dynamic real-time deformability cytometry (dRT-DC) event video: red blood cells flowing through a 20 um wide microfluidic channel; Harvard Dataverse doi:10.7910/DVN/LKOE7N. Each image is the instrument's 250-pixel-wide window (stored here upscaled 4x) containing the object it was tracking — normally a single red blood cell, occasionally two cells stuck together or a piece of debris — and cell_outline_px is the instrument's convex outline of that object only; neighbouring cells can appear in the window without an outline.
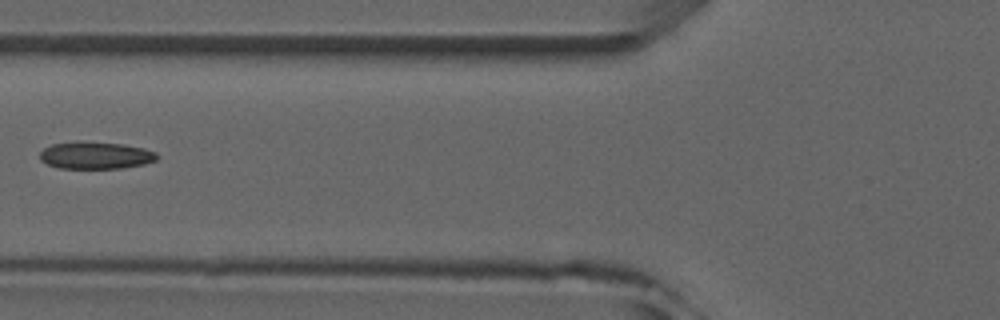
{"species": "common noctule bat (a hibernating species)", "species_latin": "Nyctalus noctula", "temperature_condition": "room temperature", "stored_images_in_passage": 5, "camera_frame_rate_fps": 3000, "um_per_image_px": 0.085, "animal": {"sex": "male", "forearm_length_mm": 52.5}, "frame": {"image": 1, "passage_image": 5, "time_ms": 5.333, "image_size_px": [1000, 320], "cell_outline_px": [[160, 156], [156, 160], [144, 164], [120, 168], [60, 168], [48, 164], [40, 160], [40, 152], [44, 148], [52, 144], [124, 144], [144, 148], [156, 152]], "centroid_in_image_um": [8.19, 13.25], "position_along_channel_um": 117.6, "area_um2": 17.74}}